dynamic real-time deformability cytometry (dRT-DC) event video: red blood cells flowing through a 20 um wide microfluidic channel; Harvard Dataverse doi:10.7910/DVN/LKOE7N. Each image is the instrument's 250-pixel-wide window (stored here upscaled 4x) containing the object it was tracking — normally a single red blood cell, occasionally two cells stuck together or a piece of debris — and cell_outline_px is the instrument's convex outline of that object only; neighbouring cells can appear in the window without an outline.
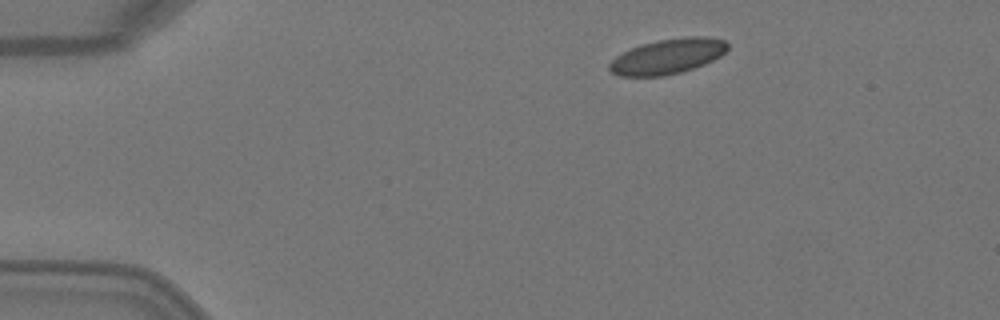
{"species": "Egyptian fruit bat (a non-hibernating species)", "species_latin": "Rousettus aegyptiacus", "temperature_condition": "warm", "stored_images_in_passage": 3, "camera_frame_rate_fps": 3000, "um_per_image_px": 0.085, "animal": {"sex": "female"}, "frame": {"image": 1, "passage_image": 1, "time_ms": 0.0, "image_size_px": [1000, 320], "cell_outline_px": [[728, 48], [720, 56], [704, 64], [680, 72], [664, 76], [620, 76], [612, 72], [608, 68], [608, 64], [616, 56], [640, 44], [656, 40], [684, 36], [708, 36], [724, 40], [728, 44]], "centroid_in_image_um": [56.75, 4.77], "position_along_channel_um": 28.3, "area_um2": 24.22}}
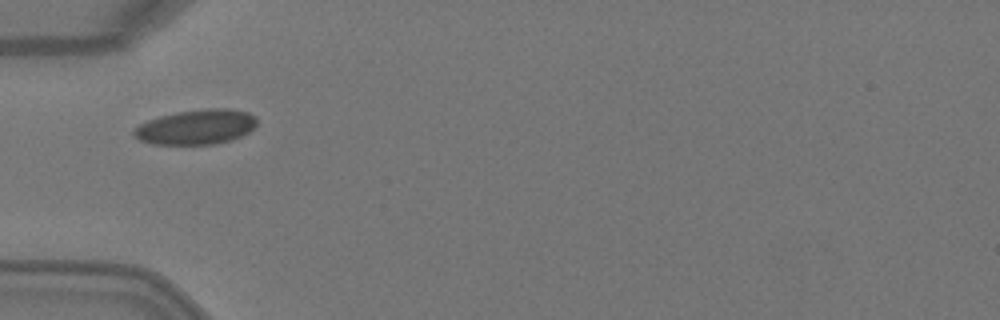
{"frame": {"image": 2, "passage_image": 3, "time_ms": 0.667, "image_size_px": [1000, 320], "cell_outline_px": [[256, 124], [248, 132], [232, 140], [212, 144], [152, 144], [140, 140], [132, 132], [140, 124], [148, 120], [160, 116], [176, 112], [208, 108], [228, 108], [248, 112], [256, 116]], "centroid_in_image_um": [16.7, 10.78], "position_along_channel_um": 68.3, "area_um2": 24.85}}